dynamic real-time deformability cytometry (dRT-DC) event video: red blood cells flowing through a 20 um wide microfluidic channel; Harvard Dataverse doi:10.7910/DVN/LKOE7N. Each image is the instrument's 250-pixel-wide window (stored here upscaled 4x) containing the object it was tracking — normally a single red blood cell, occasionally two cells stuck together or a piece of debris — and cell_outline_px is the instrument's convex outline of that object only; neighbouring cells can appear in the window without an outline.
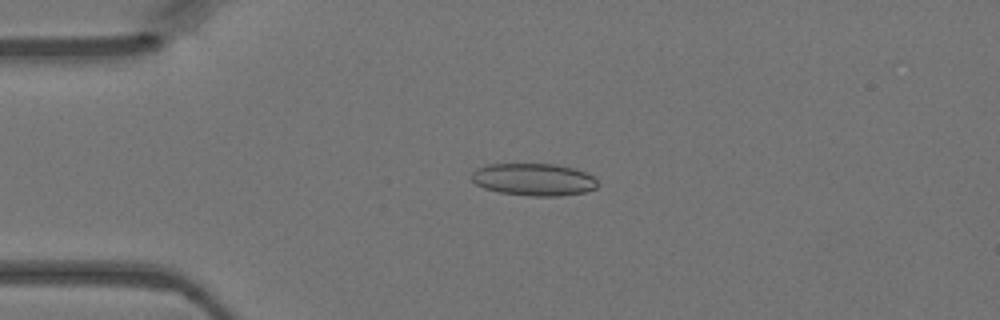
{"species": "Egyptian fruit bat (a non-hibernating species)", "species_latin": "Rousettus aegyptiacus", "temperature_condition": "warm", "stored_images_in_passage": 47, "camera_frame_rate_fps": 3000, "um_per_image_px": 0.085, "animal": {"sex": "female"}, "frame": {"image": 1, "passage_image": 11, "time_ms": 3.333, "image_size_px": [1000, 320], "cell_outline_px": [[600, 184], [596, 188], [584, 192], [556, 196], [532, 196], [500, 192], [484, 188], [476, 184], [472, 180], [472, 172], [476, 168], [488, 164], [556, 164], [572, 168], [584, 172], [592, 176]], "centroid_in_image_um": [45.36, 15.25], "position_along_channel_um": 39.6, "area_um2": 23.64}}
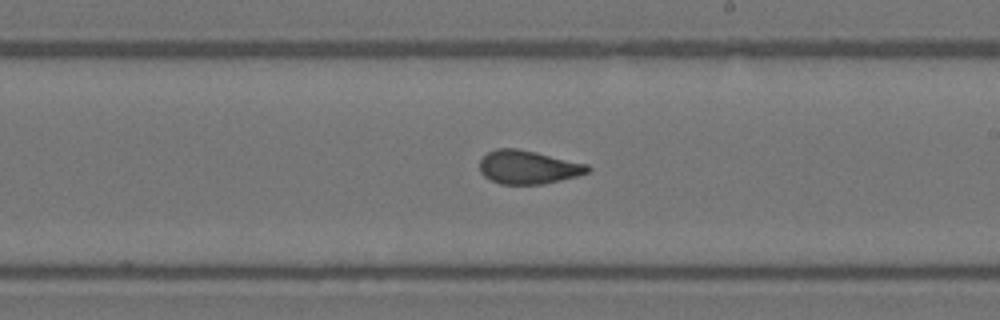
{"frame": {"image": 2, "passage_image": 27, "time_ms": 8.667, "image_size_px": [1000, 320], "cell_outline_px": [[592, 168], [588, 172], [576, 176], [544, 184], [500, 184], [484, 176], [480, 172], [480, 160], [488, 152], [496, 148], [516, 148], [536, 152], [588, 164]], "centroid_in_image_um": [44.89, 14.21], "position_along_channel_um": 244.1, "area_um2": 21.04}}
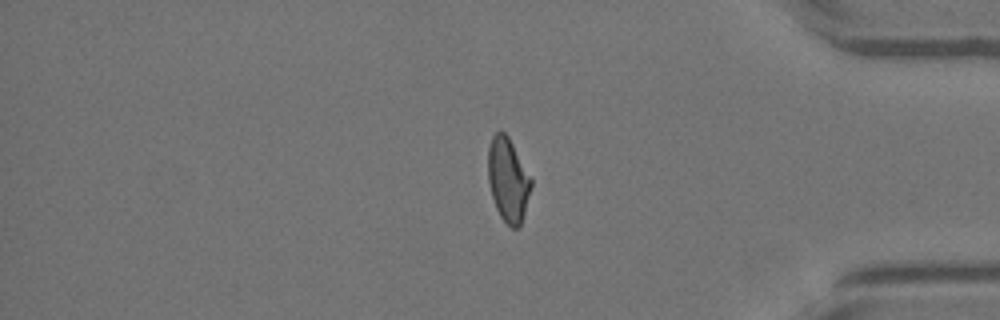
{"frame": {"image": 3, "passage_image": 39, "time_ms": 12.667, "image_size_px": [1000, 320], "cell_outline_px": [[532, 184], [524, 212], [520, 224], [516, 228], [512, 228], [500, 216], [496, 208], [492, 196], [488, 180], [488, 148], [492, 136], [496, 132], [504, 132], [508, 136], [532, 180]], "centroid_in_image_um": [43.16, 15.27], "position_along_channel_um": 392.0, "area_um2": 20.63}}